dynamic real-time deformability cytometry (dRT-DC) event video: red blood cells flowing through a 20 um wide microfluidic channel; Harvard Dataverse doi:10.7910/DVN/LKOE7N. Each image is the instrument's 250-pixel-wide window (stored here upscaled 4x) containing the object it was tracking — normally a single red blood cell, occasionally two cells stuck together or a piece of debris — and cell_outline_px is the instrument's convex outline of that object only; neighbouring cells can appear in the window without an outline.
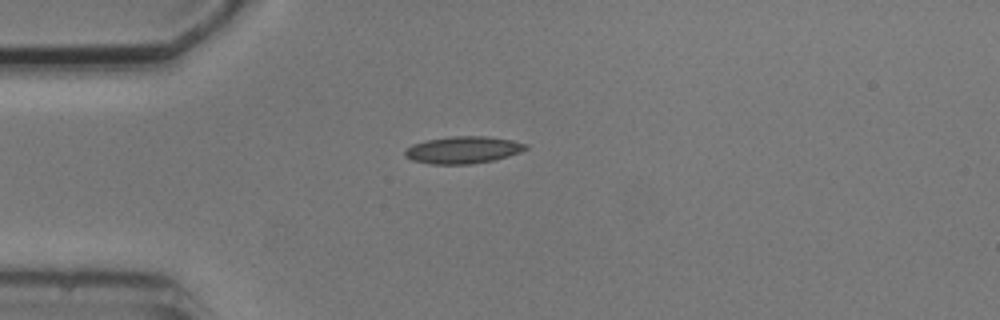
{"species": "common noctule bat (a hibernating species)", "species_latin": "Nyctalus noctula", "temperature_condition": "cold", "stored_images_in_passage": 2, "camera_frame_rate_fps": 3000, "um_per_image_px": 0.085, "animal": {"sex": "male", "body_mass_g": 20.5, "forearm_length_mm": 52.5}, "frame": {"image": 1, "passage_image": 2, "time_ms": 1.333, "image_size_px": [1000, 320], "cell_outline_px": [[528, 148], [520, 152], [508, 156], [492, 160], [468, 164], [432, 164], [412, 160], [404, 156], [404, 148], [412, 144], [428, 140], [448, 136], [488, 136], [512, 140], [528, 144]], "centroid_in_image_um": [39.34, 12.73], "position_along_channel_um": 45.7, "area_um2": 19.13}}